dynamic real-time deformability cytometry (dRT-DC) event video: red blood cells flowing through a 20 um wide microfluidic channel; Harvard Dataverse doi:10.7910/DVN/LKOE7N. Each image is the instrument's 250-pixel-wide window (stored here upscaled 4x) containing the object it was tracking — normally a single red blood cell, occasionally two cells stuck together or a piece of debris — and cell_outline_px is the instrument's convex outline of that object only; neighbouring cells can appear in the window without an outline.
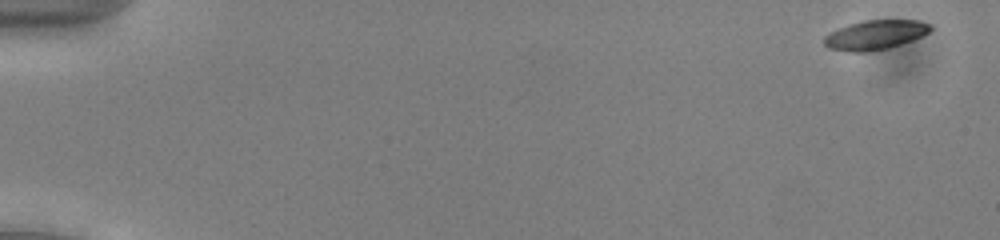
{"species": "common noctule bat (a hibernating species)", "species_latin": "Nyctalus noctula", "temperature_condition": "cold", "stored_images_in_passage": 52, "camera_frame_rate_fps": 3000, "um_per_image_px": 0.085, "animal": {"sex": "male", "body_mass_g": 13.0, "forearm_length_mm": 53.1}, "frame": {"image": 1, "passage_image": 1, "time_ms": 0.0, "image_size_px": [1000, 240], "cell_outline_px": [[932, 28], [928, 32], [912, 40], [888, 48], [868, 52], [848, 52], [828, 48], [824, 44], [824, 36], [828, 32], [848, 24], [864, 20], [916, 20], [932, 24]], "centroid_in_image_um": [74.35, 2.96], "position_along_channel_um": 10.7, "area_um2": 18.32}}
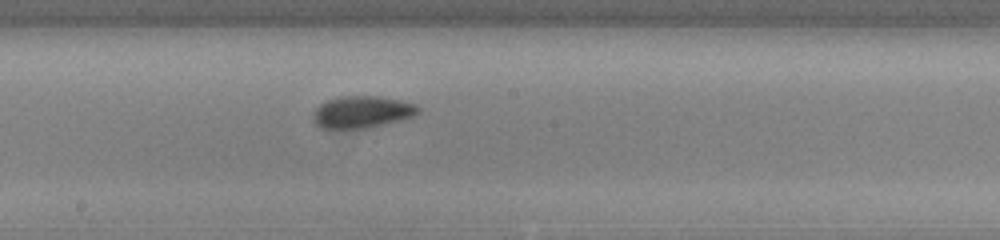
{"frame": {"image": 2, "passage_image": 29, "time_ms": 9.333, "image_size_px": [1000, 240], "cell_outline_px": [[420, 112], [412, 116], [400, 120], [368, 128], [320, 128], [316, 124], [312, 116], [316, 108], [320, 104], [328, 100], [340, 96], [380, 96], [400, 100], [416, 104], [420, 108]], "centroid_in_image_um": [30.78, 9.51], "position_along_channel_um": 217.4, "area_um2": 19.54}}
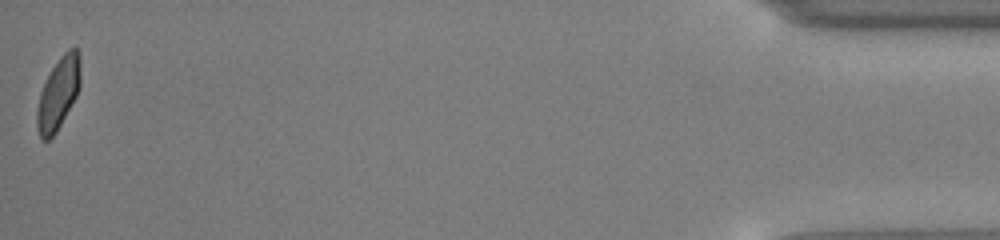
{"frame": {"image": 3, "passage_image": 52, "time_ms": 17.0, "image_size_px": [1000, 240], "cell_outline_px": [[80, 88], [76, 96], [56, 132], [48, 140], [44, 140], [40, 136], [36, 124], [36, 112], [40, 92], [52, 68], [60, 56], [68, 48], [76, 44], [80, 56]], "centroid_in_image_um": [4.98, 7.89], "position_along_channel_um": 430.2, "area_um2": 18.21}, "authors_computed_cell_mechanics": {"area_um2": 18.9295, "velocity_mm_per_s": 3.9329, "shape_relaxation_time_tau1_ms": 1.9189, "shape_relaxation_time_tau2_ms": 2.7102, "deformation_change_tau1": 0.1051, "deformation_change_tau2": 0.0731}}